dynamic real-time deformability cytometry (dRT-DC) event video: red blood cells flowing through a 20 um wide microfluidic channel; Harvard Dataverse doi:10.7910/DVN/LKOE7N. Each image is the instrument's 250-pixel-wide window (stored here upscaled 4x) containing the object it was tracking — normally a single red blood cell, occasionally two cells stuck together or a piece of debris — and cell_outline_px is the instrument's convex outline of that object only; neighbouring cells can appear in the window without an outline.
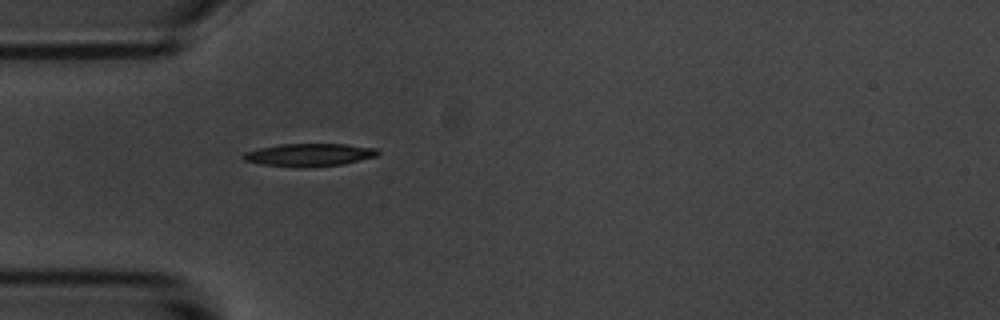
{"species": "common noctule bat (a hibernating species)", "species_latin": "Nyctalus noctula", "temperature_condition": "room temperature", "stored_images_in_passage": 6, "camera_frame_rate_fps": 3000, "um_per_image_px": 0.085, "animal": {"sex": "male", "body_mass_g": 20.1, "forearm_length_mm": 53.5}, "frame": {"image": 1, "passage_image": 6, "time_ms": 6.667, "image_size_px": [1000, 320], "cell_outline_px": [[380, 152], [376, 156], [344, 164], [308, 168], [296, 168], [260, 164], [244, 160], [240, 156], [244, 152], [260, 148], [280, 144], [344, 144], [376, 148]], "centroid_in_image_um": [26.25, 13.18], "position_along_channel_um": 58.7, "area_um2": 18.09}}